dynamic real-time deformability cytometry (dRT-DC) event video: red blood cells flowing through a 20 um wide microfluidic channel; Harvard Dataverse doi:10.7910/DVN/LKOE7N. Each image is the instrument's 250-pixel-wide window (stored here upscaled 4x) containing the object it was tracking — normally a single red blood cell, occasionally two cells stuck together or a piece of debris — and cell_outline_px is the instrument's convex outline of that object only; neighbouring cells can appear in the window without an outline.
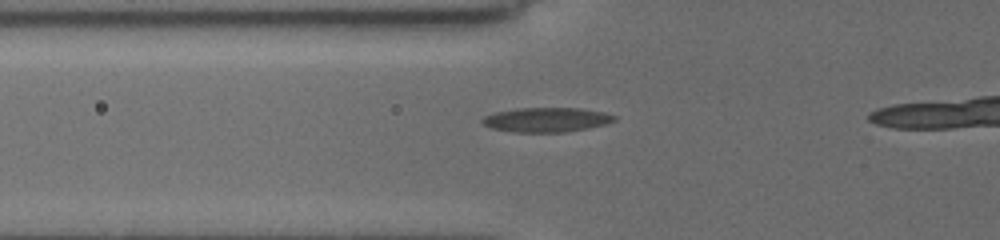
{"species": "common noctule bat (a hibernating species)", "species_latin": "Nyctalus noctula", "temperature_condition": "cold", "stored_images_in_passage": 38, "camera_frame_rate_fps": 3000, "um_per_image_px": 0.085, "animal": {"sex": "female", "body_mass_g": 19.5, "forearm_length_mm": 54.1}, "frame": {"image": 1, "passage_image": 14, "time_ms": 4.667, "image_size_px": [1000, 240], "cell_outline_px": [[616, 120], [604, 124], [564, 132], [516, 132], [492, 128], [484, 124], [480, 120], [484, 116], [496, 112], [516, 108], [580, 108], [604, 112], [616, 116]], "centroid_in_image_um": [46.43, 10.17], "position_along_channel_um": 79.4, "area_um2": 18.61}}
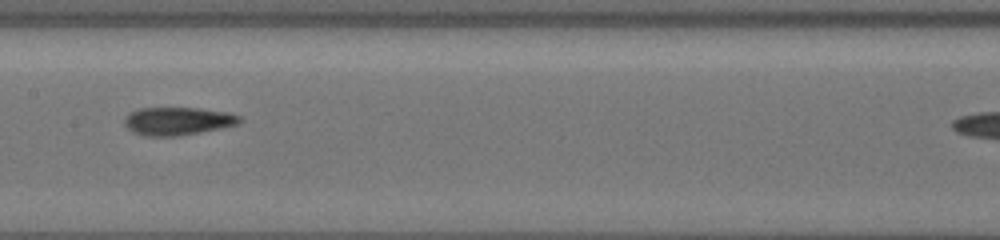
{"frame": {"image": 2, "passage_image": 26, "time_ms": 7.667, "image_size_px": [1000, 240], "cell_outline_px": [[244, 120], [236, 124], [220, 128], [176, 136], [148, 136], [132, 132], [124, 124], [124, 120], [132, 112], [140, 108], [200, 108], [228, 112], [240, 116]], "centroid_in_image_um": [15.13, 10.29], "position_along_channel_um": 192.3, "area_um2": 18.55}}
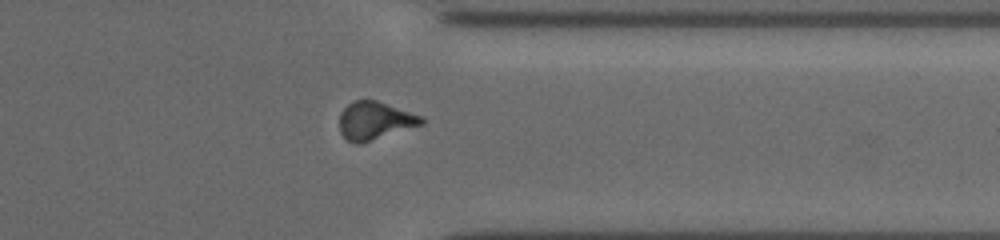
{"frame": {"image": 3, "passage_image": 37, "time_ms": 12.667, "image_size_px": [1000, 240], "cell_outline_px": [[424, 124], [360, 144], [356, 144], [348, 140], [340, 132], [340, 112], [352, 100], [376, 100], [424, 116]], "centroid_in_image_um": [31.88, 10.25], "position_along_channel_um": 379.5, "area_um2": 18.21}}